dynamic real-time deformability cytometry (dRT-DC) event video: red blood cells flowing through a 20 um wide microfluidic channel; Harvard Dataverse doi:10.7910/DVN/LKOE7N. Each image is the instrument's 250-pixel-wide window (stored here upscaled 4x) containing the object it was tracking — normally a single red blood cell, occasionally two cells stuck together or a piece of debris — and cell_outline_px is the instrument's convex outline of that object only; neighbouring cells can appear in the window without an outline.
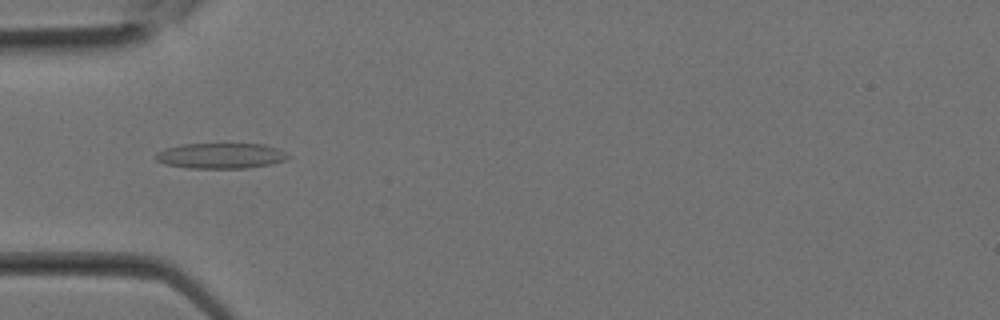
{"species": "Egyptian fruit bat (a non-hibernating species)", "species_latin": "Rousettus aegyptiacus", "temperature_condition": "room temperature", "stored_images_in_passage": 11, "camera_frame_rate_fps": 3000, "um_per_image_px": 0.085, "animal": {"sex": "female"}, "frame": {"image": 1, "passage_image": 8, "time_ms": 2.333, "image_size_px": [1000, 320], "cell_outline_px": [[292, 156], [284, 160], [272, 164], [248, 168], [188, 168], [164, 164], [156, 160], [156, 152], [164, 148], [180, 144], [264, 144], [280, 148]], "centroid_in_image_um": [18.79, 13.24], "position_along_channel_um": 66.2, "area_um2": 19.94}}
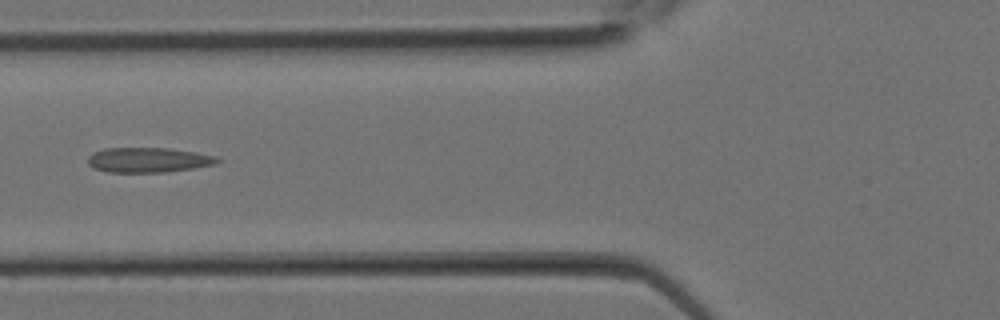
{"frame": {"image": 2, "passage_image": 10, "time_ms": 3.0, "image_size_px": [1000, 320], "cell_outline_px": [[220, 160], [216, 164], [192, 168], [164, 172], [108, 172], [92, 168], [88, 164], [88, 156], [92, 152], [104, 148], [168, 148], [216, 156]], "centroid_in_image_um": [12.54, 13.59], "position_along_channel_um": 113.3, "area_um2": 18.73}}